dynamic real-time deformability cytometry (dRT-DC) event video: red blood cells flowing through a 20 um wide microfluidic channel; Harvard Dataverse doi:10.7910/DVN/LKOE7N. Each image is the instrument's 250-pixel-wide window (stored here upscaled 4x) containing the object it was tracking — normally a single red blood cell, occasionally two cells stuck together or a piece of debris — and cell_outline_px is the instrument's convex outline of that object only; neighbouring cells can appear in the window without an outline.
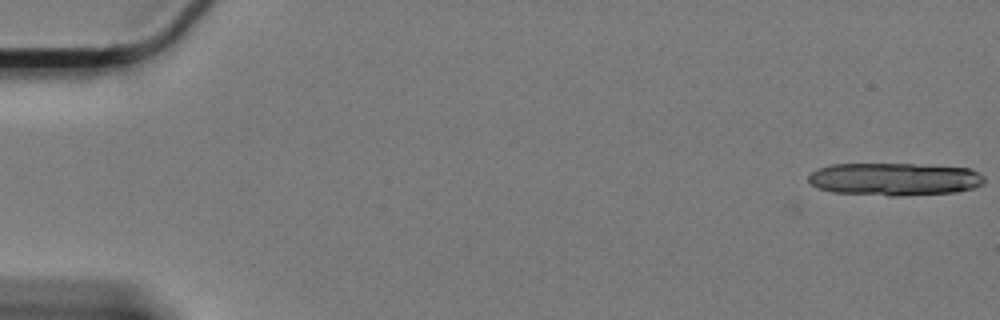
{"species": "Egyptian fruit bat (a non-hibernating species)", "species_latin": "Rousettus aegyptiacus", "temperature_condition": "cold", "stored_images_in_passage": 17, "camera_frame_rate_fps": 3000, "um_per_image_px": 0.085, "animal": {"sex": "female"}, "frame": {"image": 1, "passage_image": 1, "time_ms": 0.0, "image_size_px": [1000, 320], "cell_outline_px": [[984, 184], [972, 188], [956, 192], [900, 196], [888, 196], [832, 192], [820, 188], [812, 184], [808, 180], [808, 176], [816, 168], [832, 164], [912, 164], [968, 168], [984, 176]], "centroid_in_image_um": [76.01, 15.23], "position_along_channel_um": 9.0, "area_um2": 33.58}}